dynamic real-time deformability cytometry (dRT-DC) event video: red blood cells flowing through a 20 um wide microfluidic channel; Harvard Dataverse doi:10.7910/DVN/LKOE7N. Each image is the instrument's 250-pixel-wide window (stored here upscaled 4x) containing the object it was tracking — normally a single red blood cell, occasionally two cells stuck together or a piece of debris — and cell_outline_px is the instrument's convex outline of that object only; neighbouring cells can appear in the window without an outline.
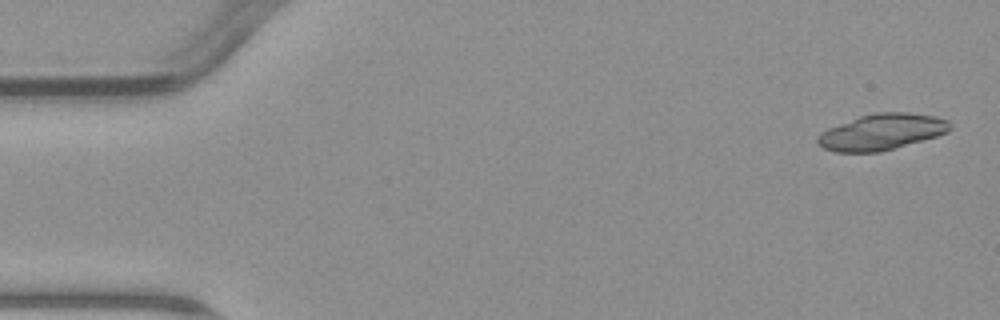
{"species": "common noctule bat (a hibernating species)", "species_latin": "Nyctalus noctula", "temperature_condition": "warm", "stored_images_in_passage": 5, "camera_frame_rate_fps": 3000, "um_per_image_px": 0.085, "animal": {"sex": "male", "body_mass_g": 23.1, "forearm_length_mm": 52.7}, "frame": {"image": 1, "passage_image": 1, "time_ms": 0.0, "image_size_px": [1000, 320], "cell_outline_px": [[952, 128], [948, 132], [936, 136], [880, 152], [836, 152], [824, 148], [816, 140], [816, 136], [820, 132], [828, 128], [860, 116], [876, 112], [908, 112], [936, 116], [948, 120], [952, 124]], "centroid_in_image_um": [74.96, 11.2], "position_along_channel_um": 10.0, "area_um2": 27.8}}